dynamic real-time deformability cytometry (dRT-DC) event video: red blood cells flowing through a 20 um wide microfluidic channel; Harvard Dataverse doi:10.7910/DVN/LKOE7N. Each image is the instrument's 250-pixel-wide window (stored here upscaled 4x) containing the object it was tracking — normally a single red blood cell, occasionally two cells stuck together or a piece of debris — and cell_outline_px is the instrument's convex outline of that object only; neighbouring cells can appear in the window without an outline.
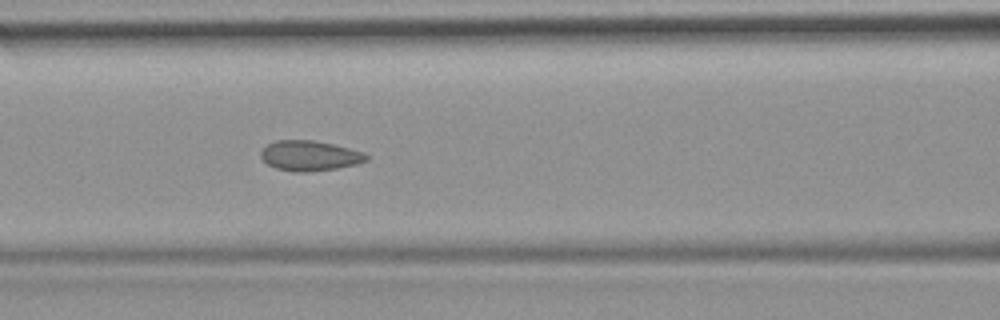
{"species": "common noctule bat (a hibernating species)", "species_latin": "Nyctalus noctula", "temperature_condition": "room temperature", "stored_images_in_passage": 51, "camera_frame_rate_fps": 3000, "um_per_image_px": 0.085, "animal": {"sex": "female", "body_mass_g": 19.9}, "frame": {"image": 1, "passage_image": 22, "time_ms": 7.0, "image_size_px": [1000, 320], "cell_outline_px": [[368, 160], [356, 164], [336, 168], [308, 172], [292, 172], [276, 168], [268, 164], [260, 156], [260, 152], [268, 144], [276, 140], [312, 140], [332, 144], [364, 152], [368, 156]], "centroid_in_image_um": [26.31, 13.24], "position_along_channel_um": 140.3, "area_um2": 18.44}}
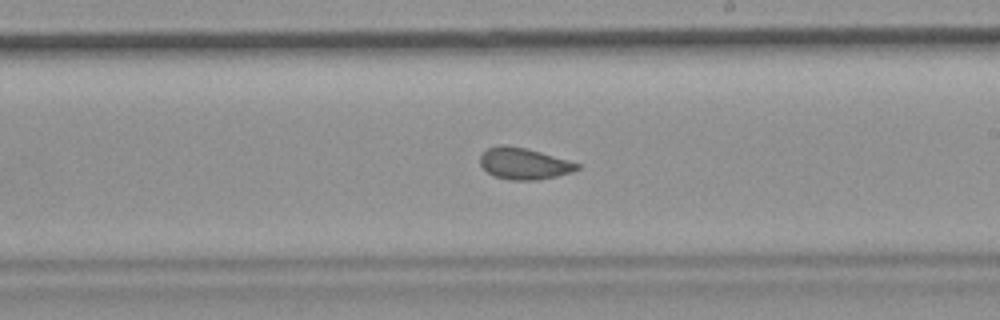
{"frame": {"image": 2, "passage_image": 30, "time_ms": 9.667, "image_size_px": [1000, 320], "cell_outline_px": [[580, 168], [572, 172], [556, 176], [536, 180], [508, 180], [496, 176], [488, 172], [480, 164], [480, 156], [488, 148], [500, 144], [508, 144], [540, 152], [580, 164]], "centroid_in_image_um": [44.52, 13.9], "position_along_channel_um": 244.5, "area_um2": 17.63}, "authors_computed_cell_mechanics": {"area_um2": 18.7272, "velocity_mm_per_s": 3.9376, "shape_relaxation_time_tau1_ms": null, "shape_relaxation_time_tau2_ms": 0.997, "deformation_change_tau1": null, "deformation_change_tau2": 0.0521}}